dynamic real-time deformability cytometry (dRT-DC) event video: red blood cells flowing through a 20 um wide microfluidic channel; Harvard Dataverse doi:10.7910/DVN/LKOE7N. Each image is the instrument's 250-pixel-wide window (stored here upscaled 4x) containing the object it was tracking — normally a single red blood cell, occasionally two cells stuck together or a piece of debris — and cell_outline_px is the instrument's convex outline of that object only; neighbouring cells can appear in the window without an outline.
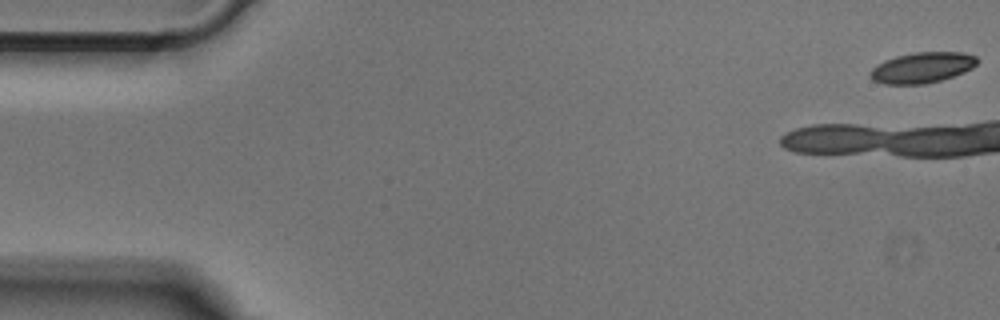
{"species": "Egyptian fruit bat (a non-hibernating species)", "species_latin": "Rousettus aegyptiacus", "temperature_condition": "cold", "stored_images_in_passage": 37, "camera_frame_rate_fps": 3000, "um_per_image_px": 0.085, "animal": {"sex": "male"}, "frame": {"image": 1, "passage_image": 1, "time_ms": 0.0, "image_size_px": [1000, 320], "cell_outline_px": [[980, 60], [972, 68], [964, 72], [940, 80], [924, 84], [884, 84], [872, 80], [868, 72], [876, 64], [884, 60], [896, 56], [916, 52], [964, 52], [976, 56]], "centroid_in_image_um": [78.37, 5.74], "position_along_channel_um": 6.6, "area_um2": 19.25}}
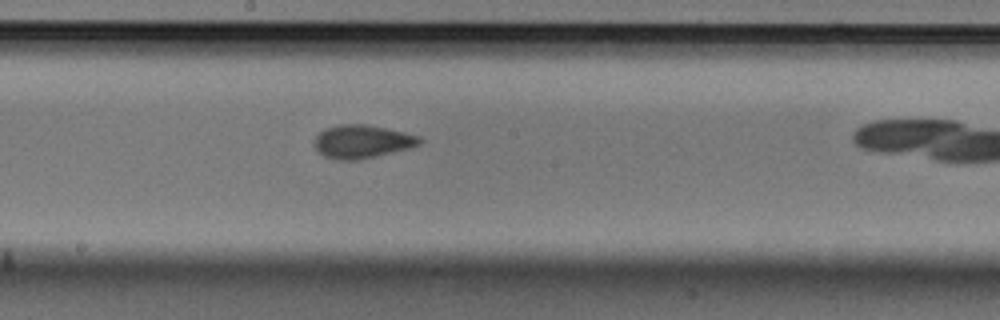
{"frame": {"image": 2, "passage_image": 24, "time_ms": 7.667, "image_size_px": [1000, 320], "cell_outline_px": [[424, 140], [420, 144], [412, 148], [376, 156], [356, 160], [336, 160], [324, 156], [316, 148], [316, 136], [324, 128], [340, 124], [364, 124], [404, 132], [420, 136]], "centroid_in_image_um": [30.82, 12.03], "position_along_channel_um": 217.4, "area_um2": 20.35}}
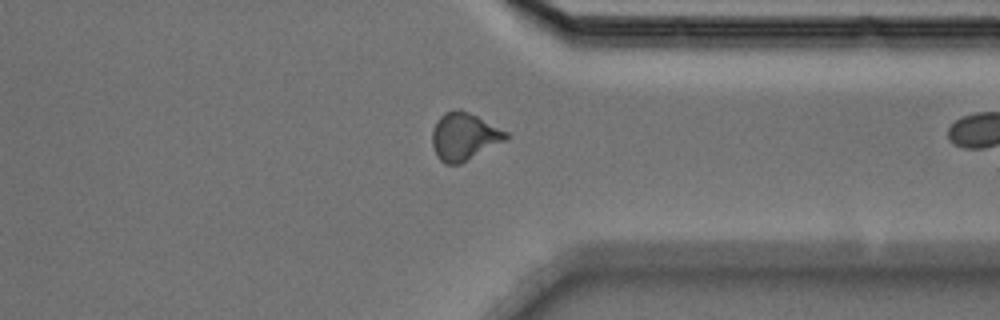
{"frame": {"image": 3, "passage_image": 36, "time_ms": 11.667, "image_size_px": [1000, 320], "cell_outline_px": [[512, 136], [508, 140], [460, 164], [444, 164], [436, 156], [432, 144], [432, 128], [440, 116], [444, 112], [456, 108], [460, 108], [508, 132]], "centroid_in_image_um": [39.46, 11.61], "position_along_channel_um": 371.9, "area_um2": 20.75}}